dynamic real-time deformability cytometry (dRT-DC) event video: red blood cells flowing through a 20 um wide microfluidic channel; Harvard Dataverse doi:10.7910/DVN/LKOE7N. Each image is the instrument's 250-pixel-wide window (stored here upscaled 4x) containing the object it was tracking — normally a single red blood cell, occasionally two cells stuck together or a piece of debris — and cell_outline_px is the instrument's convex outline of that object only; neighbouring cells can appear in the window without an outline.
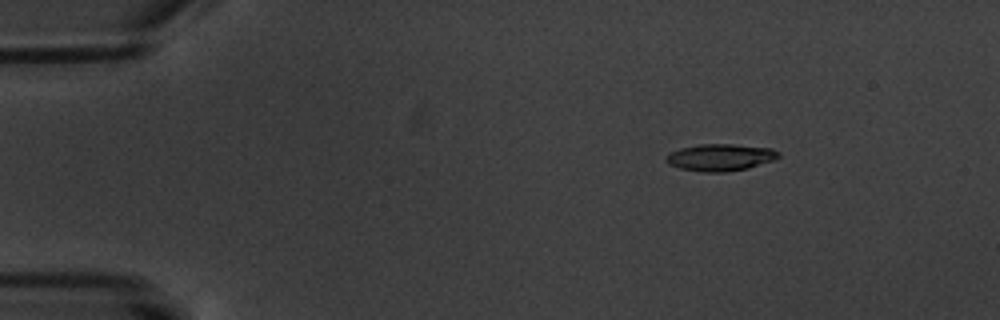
{"species": "common noctule bat (a hibernating species)", "species_latin": "Nyctalus noctula", "temperature_condition": "warm", "stored_images_in_passage": 5, "camera_frame_rate_fps": 3000, "um_per_image_px": 0.085, "animal": {"sex": "male", "body_mass_g": 20.1, "forearm_length_mm": 53.5}, "frame": {"image": 1, "passage_image": 3, "time_ms": 2.333, "image_size_px": [1000, 320], "cell_outline_px": [[780, 156], [772, 160], [748, 168], [724, 172], [700, 172], [680, 168], [668, 164], [664, 160], [668, 152], [680, 148], [700, 144], [732, 144], [772, 148], [780, 152]], "centroid_in_image_um": [61.18, 13.37], "position_along_channel_um": 23.8, "area_um2": 17.74}}
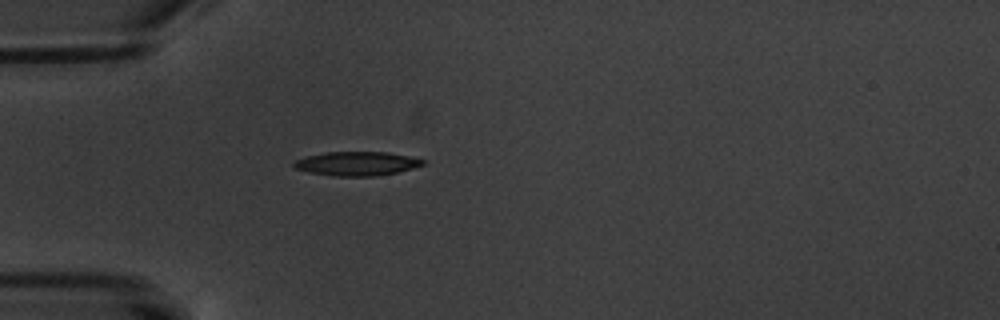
{"frame": {"image": 2, "passage_image": 5, "time_ms": 5.333, "image_size_px": [1000, 320], "cell_outline_px": [[424, 164], [412, 168], [396, 172], [372, 176], [332, 176], [308, 172], [296, 168], [292, 164], [296, 160], [308, 156], [328, 152], [388, 152], [408, 156], [424, 160]], "centroid_in_image_um": [30.31, 13.91], "position_along_channel_um": 54.7, "area_um2": 17.74}}